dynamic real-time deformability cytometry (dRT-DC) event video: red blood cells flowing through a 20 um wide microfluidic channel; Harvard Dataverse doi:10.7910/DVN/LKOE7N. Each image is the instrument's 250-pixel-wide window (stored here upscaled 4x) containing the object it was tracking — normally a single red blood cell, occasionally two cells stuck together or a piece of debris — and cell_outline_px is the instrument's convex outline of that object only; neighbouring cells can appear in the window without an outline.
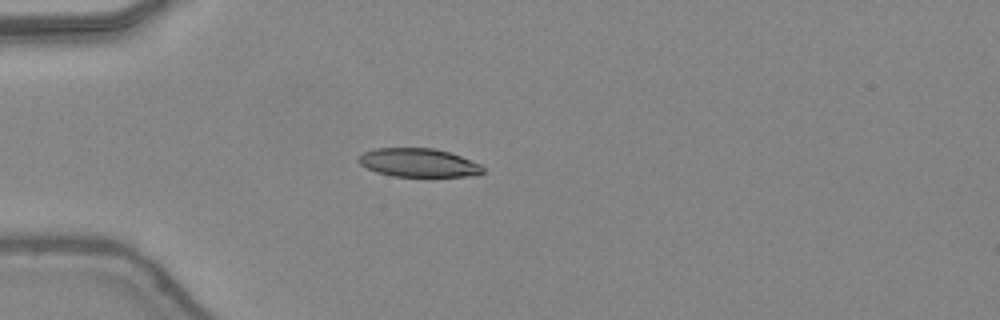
{"species": "common noctule bat (a hibernating species)", "species_latin": "Nyctalus noctula", "temperature_condition": "warm", "stored_images_in_passage": 34, "camera_frame_rate_fps": 3000, "um_per_image_px": 0.085, "animal": {"sex": "female", "body_mass_g": 24.6, "forearm_length_mm": 56.2}, "frame": {"image": 1, "passage_image": 1, "time_ms": 0.0, "image_size_px": [1000, 320], "cell_outline_px": [[484, 172], [468, 176], [392, 176], [376, 172], [360, 164], [356, 160], [364, 152], [376, 148], [432, 148], [448, 152], [460, 156], [480, 164], [484, 168]], "centroid_in_image_um": [35.55, 13.83], "position_along_channel_um": 49.5, "area_um2": 20.46}}
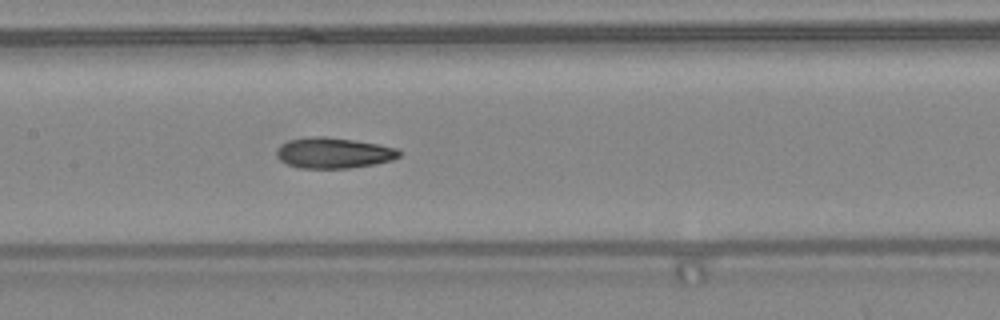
{"frame": {"image": 2, "passage_image": 11, "time_ms": 3.333, "image_size_px": [1000, 320], "cell_outline_px": [[400, 156], [392, 160], [376, 164], [348, 168], [300, 168], [288, 164], [280, 160], [276, 156], [276, 148], [280, 144], [288, 140], [312, 136], [324, 136], [380, 144], [396, 148], [400, 152]], "centroid_in_image_um": [28.33, 12.99], "position_along_channel_um": 179.1, "area_um2": 22.02}}
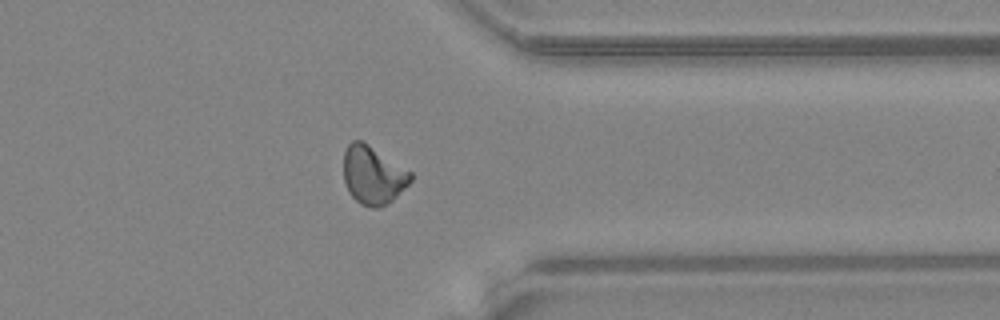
{"frame": {"image": 3, "passage_image": 25, "time_ms": 8.0, "image_size_px": [1000, 320], "cell_outline_px": [[412, 180], [388, 204], [380, 208], [372, 208], [360, 204], [348, 192], [344, 180], [344, 152], [348, 144], [352, 140], [360, 140], [368, 144], [412, 172]], "centroid_in_image_um": [31.7, 14.9], "position_along_channel_um": 379.7, "area_um2": 22.72}, "authors_computed_cell_mechanics": {"area_um2": 21.7906, "velocity_mm_per_s": 4.4192, "shape_relaxation_time_tau1_ms": null, "shape_relaxation_time_tau2_ms": 2.9038, "deformation_change_tau1": null, "deformation_change_tau2": 0.0972}}